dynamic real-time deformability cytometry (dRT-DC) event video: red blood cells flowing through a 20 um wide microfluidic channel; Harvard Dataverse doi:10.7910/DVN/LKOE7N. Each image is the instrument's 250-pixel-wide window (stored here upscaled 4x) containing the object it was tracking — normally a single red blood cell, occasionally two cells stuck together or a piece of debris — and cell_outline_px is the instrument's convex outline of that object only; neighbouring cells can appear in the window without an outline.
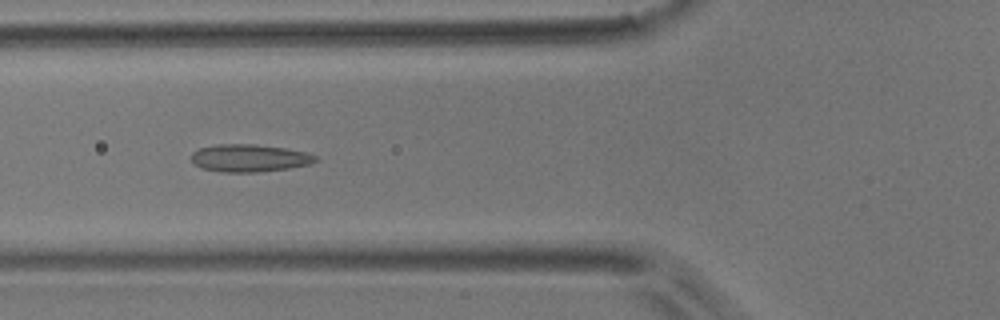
{"species": "common noctule bat (a hibernating species)", "species_latin": "Nyctalus noctula", "temperature_condition": "room temperature", "stored_images_in_passage": 54, "camera_frame_rate_fps": 3000, "um_per_image_px": 0.085, "animal": {"sex": "male", "body_mass_g": 17.9}, "frame": {"image": 1, "passage_image": 20, "time_ms": 6.333, "image_size_px": [1000, 320], "cell_outline_px": [[320, 160], [308, 164], [288, 168], [256, 172], [220, 172], [200, 168], [192, 160], [192, 152], [200, 148], [216, 144], [256, 144], [288, 148], [308, 152], [316, 156]], "centroid_in_image_um": [21.22, 13.42], "position_along_channel_um": 104.6, "area_um2": 20.06}}
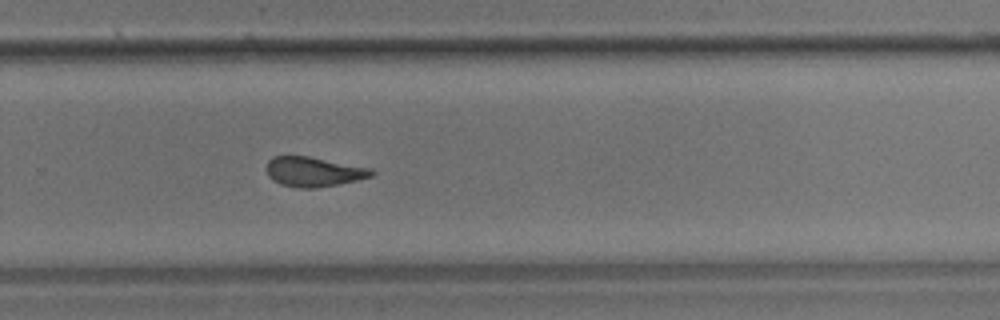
{"frame": {"image": 2, "passage_image": 36, "time_ms": 11.667, "image_size_px": [1000, 320], "cell_outline_px": [[376, 172], [372, 176], [356, 180], [316, 188], [296, 188], [280, 184], [272, 180], [268, 176], [264, 168], [268, 160], [272, 156], [308, 156], [372, 168]], "centroid_in_image_um": [26.61, 14.59], "position_along_channel_um": 303.2, "area_um2": 18.38}}
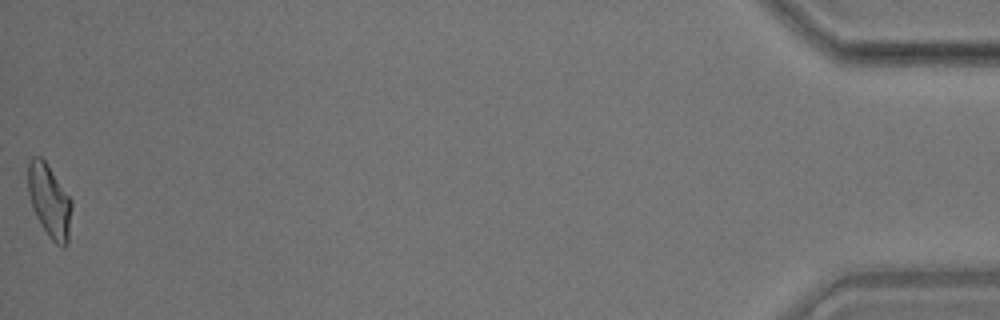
{"frame": {"image": 3, "passage_image": 54, "time_ms": 17.667, "image_size_px": [1000, 320], "cell_outline_px": [[72, 208], [68, 244], [64, 248], [56, 244], [48, 236], [40, 224], [32, 208], [28, 192], [28, 164], [32, 156], [40, 156], [44, 160], [72, 200]], "centroid_in_image_um": [4.21, 17.12], "position_along_channel_um": 431.0, "area_um2": 18.67}, "authors_computed_cell_mechanics": {"area_um2": 18.9295, "velocity_mm_per_s": 3.7245, "shape_relaxation_time_tau1_ms": null, "shape_relaxation_time_tau2_ms": 2.7962, "deformation_change_tau1": null, "deformation_change_tau2": 0.1149}}